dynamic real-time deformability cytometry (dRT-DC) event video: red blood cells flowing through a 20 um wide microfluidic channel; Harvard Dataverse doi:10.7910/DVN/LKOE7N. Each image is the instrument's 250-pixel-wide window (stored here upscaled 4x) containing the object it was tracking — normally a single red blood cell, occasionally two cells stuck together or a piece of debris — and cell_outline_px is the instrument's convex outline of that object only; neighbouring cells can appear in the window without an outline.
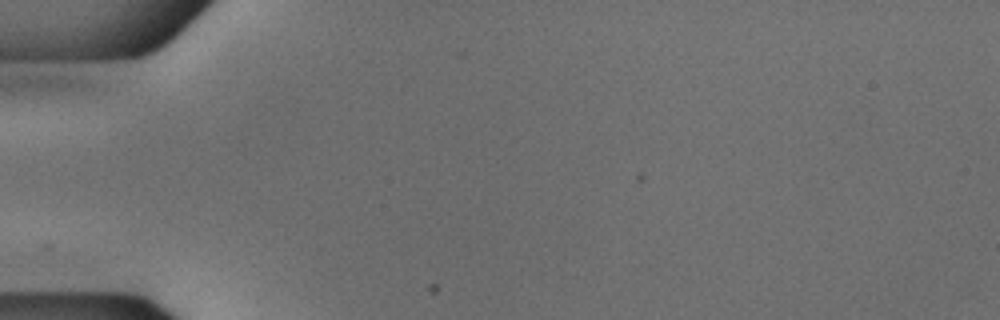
{"species": "common noctule bat (a hibernating species)", "species_latin": "Nyctalus noctula", "temperature_condition": "cold", "stored_images_in_passage": 1, "camera_frame_rate_fps": 3000, "um_per_image_px": 0.085, "animal": {"sex": "male", "body_mass_g": 18.8}, "frame": {"image": 1, "passage_image": 1, "time_ms": 0.0, "image_size_px": [1000, 320], "cell_outline_px": [[188, 24], [164, 48], [140, 56], [112, 60], [52, 60], [184, 24]], "centroid_in_image_um": [11.03, 3.96], "position_along_channel_um": 74.0, "area_um2": 12.25}}